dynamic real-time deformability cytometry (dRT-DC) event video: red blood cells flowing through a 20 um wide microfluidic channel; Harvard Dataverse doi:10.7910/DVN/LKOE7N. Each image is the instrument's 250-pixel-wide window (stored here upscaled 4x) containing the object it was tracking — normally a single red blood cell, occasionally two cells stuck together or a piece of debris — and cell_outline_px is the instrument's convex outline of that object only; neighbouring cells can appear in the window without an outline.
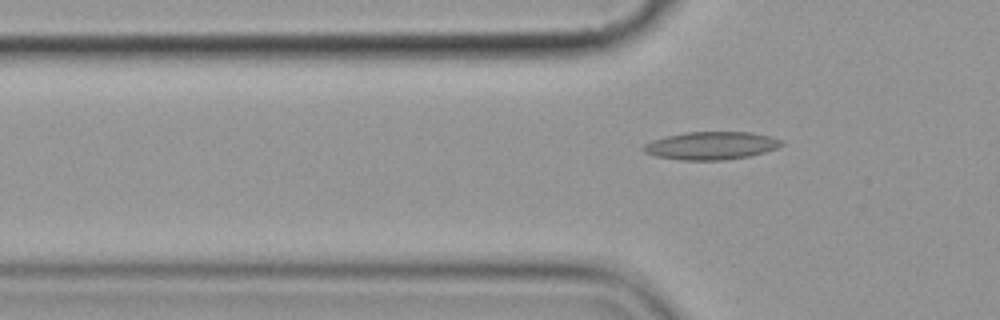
{"species": "common noctule bat (a hibernating species)", "species_latin": "Nyctalus noctula", "temperature_condition": "cold", "stored_images_in_passage": 4, "camera_frame_rate_fps": 3000, "um_per_image_px": 0.085, "animal": {"sex": "female", "body_mass_g": 19.9}, "frame": {"image": 1, "passage_image": 4, "time_ms": 4.0, "image_size_px": [1000, 320], "cell_outline_px": [[784, 144], [776, 148], [764, 152], [748, 156], [724, 160], [680, 160], [656, 156], [644, 152], [640, 148], [644, 144], [652, 140], [684, 132], [752, 132], [772, 136], [784, 140]], "centroid_in_image_um": [60.46, 12.37], "position_along_channel_um": 65.3, "area_um2": 22.54}}